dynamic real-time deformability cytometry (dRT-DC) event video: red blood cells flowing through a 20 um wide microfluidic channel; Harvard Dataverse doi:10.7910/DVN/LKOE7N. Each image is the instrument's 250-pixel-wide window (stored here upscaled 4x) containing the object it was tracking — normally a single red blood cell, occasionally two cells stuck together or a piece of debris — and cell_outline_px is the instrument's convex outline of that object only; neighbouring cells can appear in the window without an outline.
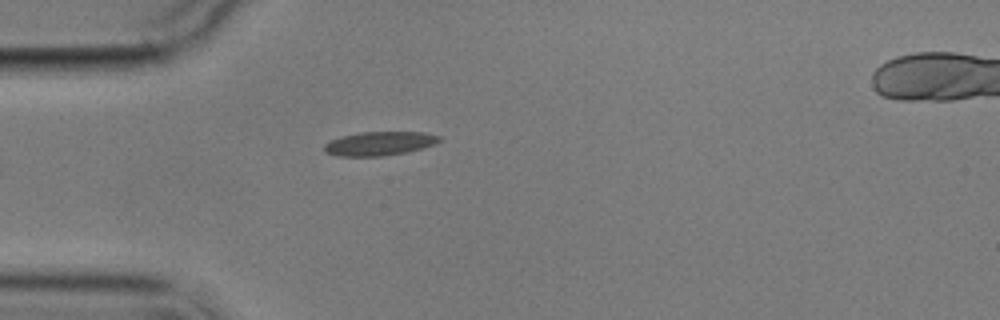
{"species": "common noctule bat (a hibernating species)", "species_latin": "Nyctalus noctula", "temperature_condition": "cold", "stored_images_in_passage": 7, "camera_frame_rate_fps": 3000, "um_per_image_px": 0.085, "animal": {"sex": "male", "body_mass_g": 17.9}, "frame": {"image": 1, "passage_image": 6, "time_ms": 6.0, "image_size_px": [1000, 320], "cell_outline_px": [[440, 140], [424, 148], [408, 152], [380, 156], [340, 156], [324, 152], [324, 144], [340, 136], [360, 132], [424, 132], [440, 136]], "centroid_in_image_um": [32.24, 12.2], "position_along_channel_um": 52.8, "area_um2": 15.95}}